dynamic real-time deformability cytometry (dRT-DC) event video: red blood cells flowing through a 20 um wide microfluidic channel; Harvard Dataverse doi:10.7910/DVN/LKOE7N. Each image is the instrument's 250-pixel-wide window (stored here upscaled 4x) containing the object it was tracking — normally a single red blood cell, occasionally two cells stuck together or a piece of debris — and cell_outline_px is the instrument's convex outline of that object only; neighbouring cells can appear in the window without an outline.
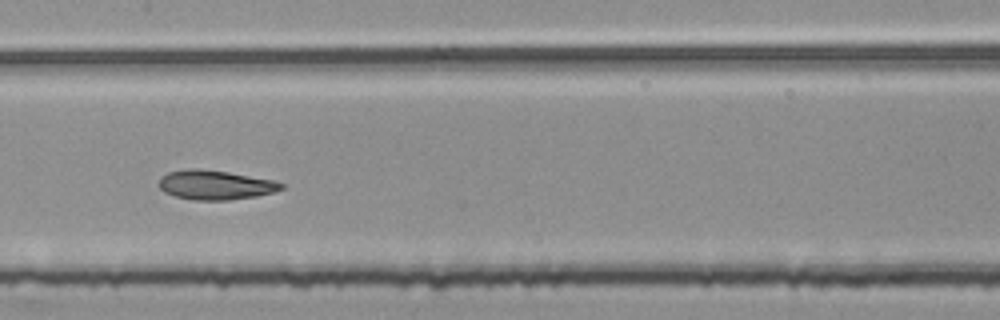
{"species": "common noctule bat (a hibernating species)", "species_latin": "Nyctalus noctula", "temperature_condition": "room temperature", "stored_images_in_passage": 51, "segment_of_instrument_passage": [2, 2], "camera_frame_rate_fps": 3000, "um_per_image_px": 0.085, "animal": {"sex": "female", "body_mass_g": 25.1}, "frame": {"image": 1, "passage_image": 26, "time_ms": 8.333, "image_size_px": [1000, 320], "cell_outline_px": [[284, 188], [276, 192], [256, 196], [228, 200], [192, 200], [176, 196], [164, 192], [160, 188], [160, 176], [168, 172], [188, 168], [200, 168], [228, 172], [272, 180], [284, 184]], "centroid_in_image_um": [18.29, 15.71], "position_along_channel_um": 189.1, "area_um2": 20.98}}
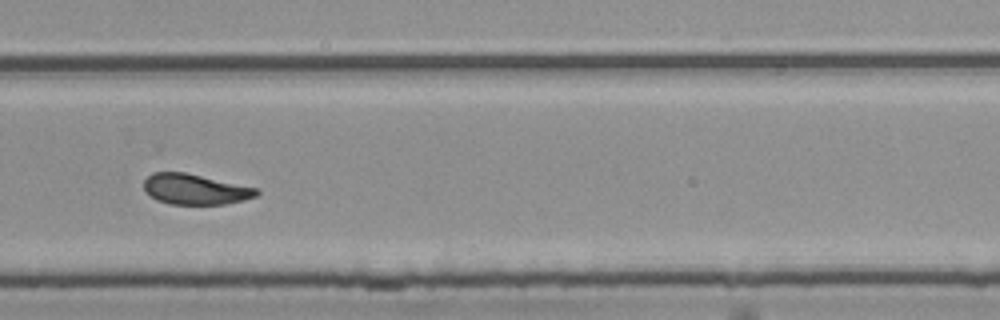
{"frame": {"image": 2, "passage_image": 36, "time_ms": 11.667, "image_size_px": [1000, 320], "cell_outline_px": [[260, 192], [256, 196], [244, 200], [224, 204], [168, 204], [156, 200], [144, 188], [144, 180], [152, 172], [184, 172], [256, 188]], "centroid_in_image_um": [16.57, 16.09], "position_along_channel_um": 313.2, "area_um2": 19.77}}
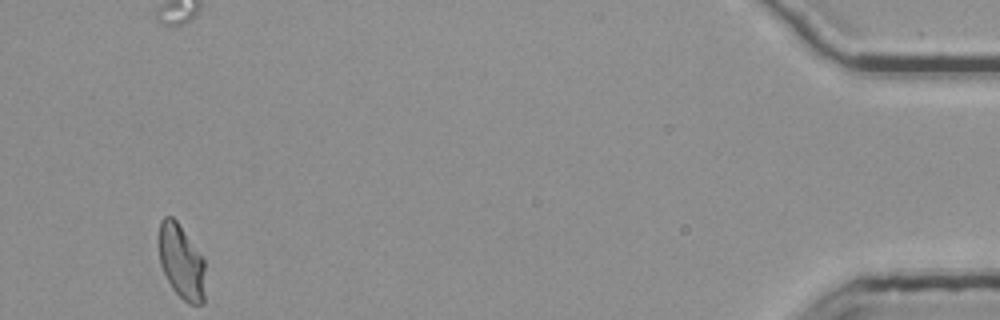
{"frame": {"image": 3, "passage_image": 51, "time_ms": 16.667, "image_size_px": [1000, 320], "cell_outline_px": [[204, 304], [188, 304], [172, 288], [160, 264], [156, 244], [160, 220], [164, 216], [172, 216], [176, 220], [204, 260]], "centroid_in_image_um": [15.36, 22.22], "position_along_channel_um": 419.8, "area_um2": 20.29}}